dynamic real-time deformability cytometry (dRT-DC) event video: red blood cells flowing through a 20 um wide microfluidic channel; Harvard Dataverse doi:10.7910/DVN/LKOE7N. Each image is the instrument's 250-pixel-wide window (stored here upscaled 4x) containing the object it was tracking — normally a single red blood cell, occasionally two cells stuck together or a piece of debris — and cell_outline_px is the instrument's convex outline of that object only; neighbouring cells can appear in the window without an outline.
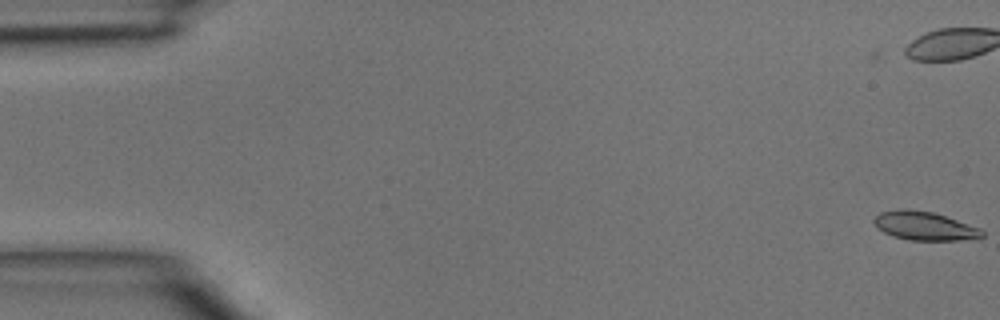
{"species": "common noctule bat (a hibernating species)", "species_latin": "Nyctalus noctula", "temperature_condition": "room temperature", "stored_images_in_passage": 6, "camera_frame_rate_fps": 3000, "um_per_image_px": 0.085, "animal": {"sex": "male", "body_mass_g": 15.6}, "frame": {"image": 1, "passage_image": 1, "time_ms": 0.0, "image_size_px": [1000, 320], "cell_outline_px": [[984, 236], [956, 240], [908, 240], [884, 232], [872, 220], [880, 212], [900, 208], [908, 208], [932, 212], [980, 228], [984, 232]], "centroid_in_image_um": [78.56, 19.19], "position_along_channel_um": 6.4, "area_um2": 17.69}}